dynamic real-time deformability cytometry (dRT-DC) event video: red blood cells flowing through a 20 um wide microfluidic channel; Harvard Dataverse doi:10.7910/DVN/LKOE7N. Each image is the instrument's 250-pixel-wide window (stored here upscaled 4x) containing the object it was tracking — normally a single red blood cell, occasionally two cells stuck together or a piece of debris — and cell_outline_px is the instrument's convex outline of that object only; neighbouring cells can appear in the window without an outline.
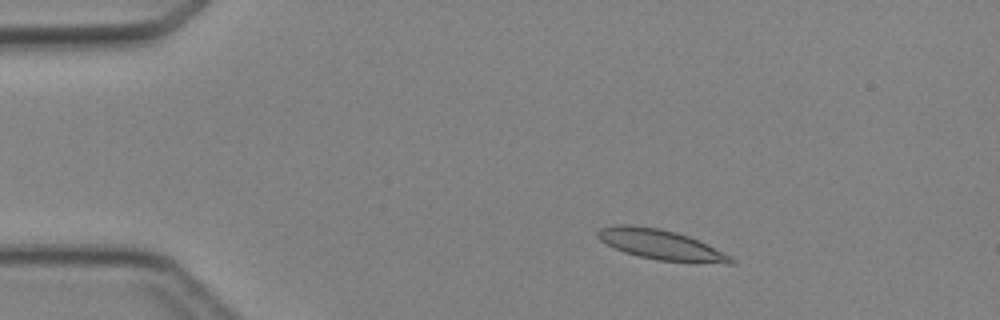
{"species": "Egyptian fruit bat (a non-hibernating species)", "species_latin": "Rousettus aegyptiacus", "temperature_condition": "cold", "stored_images_in_passage": 3, "camera_frame_rate_fps": 3000, "um_per_image_px": 0.085, "animal": {"sex": "female"}, "frame": {"image": 1, "passage_image": 2, "time_ms": 1.0, "image_size_px": [1000, 320], "cell_outline_px": [[736, 260], [732, 264], [724, 264], [656, 260], [624, 252], [600, 240], [596, 236], [596, 232], [600, 228], [616, 224], [632, 224], [660, 228], [676, 232], [688, 236], [732, 256]], "centroid_in_image_um": [56.17, 20.79], "position_along_channel_um": 28.8, "area_um2": 23.35}}